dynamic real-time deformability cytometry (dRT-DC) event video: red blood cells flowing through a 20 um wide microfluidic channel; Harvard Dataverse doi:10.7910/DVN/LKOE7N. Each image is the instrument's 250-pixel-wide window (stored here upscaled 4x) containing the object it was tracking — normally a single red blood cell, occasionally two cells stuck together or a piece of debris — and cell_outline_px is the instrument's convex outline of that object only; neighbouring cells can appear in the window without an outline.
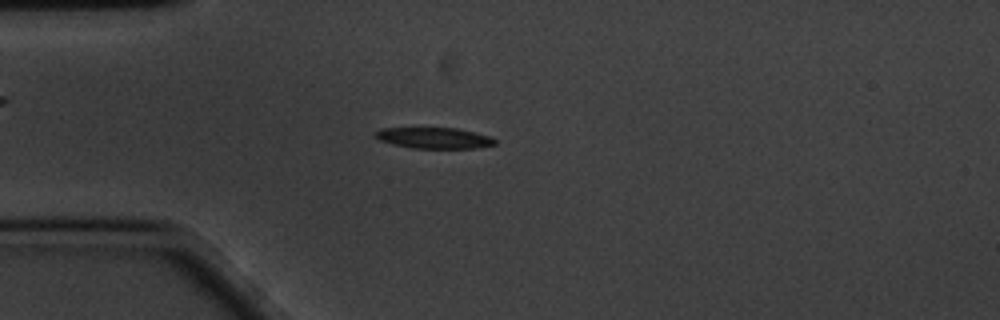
{"species": "common noctule bat (a hibernating species)", "species_latin": "Nyctalus noctula", "temperature_condition": "cold", "stored_images_in_passage": 47, "camera_frame_rate_fps": 3000, "um_per_image_px": 0.085, "animal": {"sex": "male", "body_mass_g": 20.1, "forearm_length_mm": 53.5}, "frame": {"image": 1, "passage_image": 3, "time_ms": 0.667, "image_size_px": [1000, 320], "cell_outline_px": [[496, 144], [476, 148], [412, 148], [392, 144], [380, 140], [376, 136], [376, 132], [380, 128], [456, 128], [488, 136], [496, 140]], "centroid_in_image_um": [36.89, 11.73], "position_along_channel_um": 48.1, "area_um2": 14.39}}
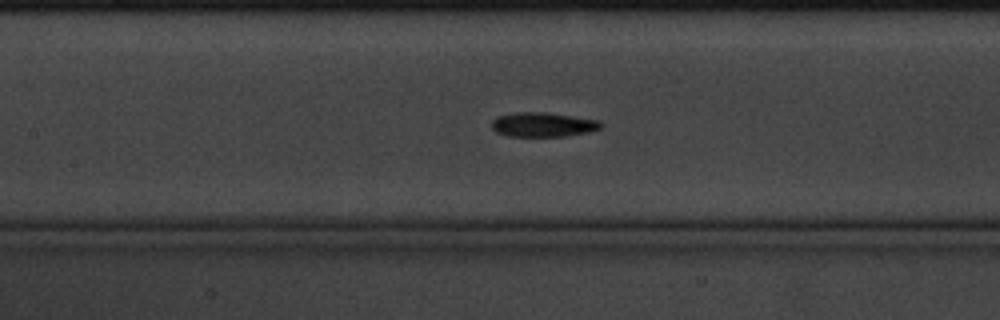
{"frame": {"image": 2, "passage_image": 14, "time_ms": 4.333, "image_size_px": [1000, 320], "cell_outline_px": [[604, 124], [600, 128], [592, 132], [564, 136], [508, 136], [496, 132], [492, 128], [492, 120], [496, 116], [516, 112], [544, 112], [600, 120]], "centroid_in_image_um": [46.17, 10.59], "position_along_channel_um": 161.2, "area_um2": 15.66}}
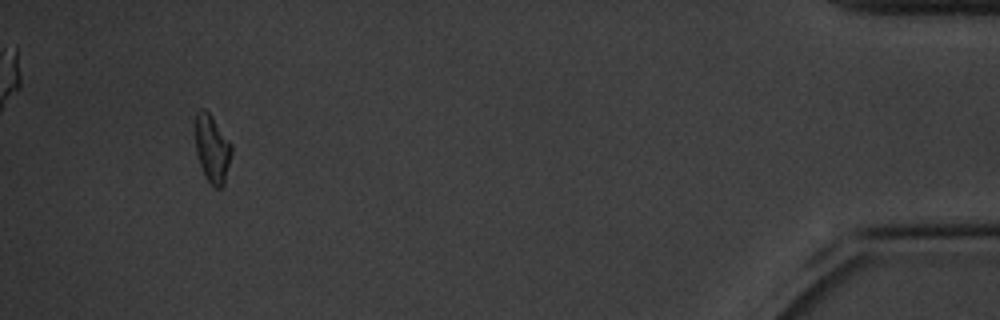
{"frame": {"image": 3, "passage_image": 43, "time_ms": 14.0, "image_size_px": [1000, 320], "cell_outline_px": [[232, 152], [224, 184], [220, 188], [216, 188], [204, 176], [196, 152], [196, 112], [200, 108], [204, 108], [212, 116], [232, 144]], "centroid_in_image_um": [18.04, 12.63], "position_along_channel_um": 417.2, "area_um2": 14.22}, "authors_computed_cell_mechanics": {"area_um2": 14.9702, "velocity_mm_per_s": 3.3862, "shape_relaxation_time_tau1_ms": 2.7806, "shape_relaxation_time_tau2_ms": 7.2695, "deformation_change_tau1": 0.1137, "deformation_change_tau2": 0.1549}}